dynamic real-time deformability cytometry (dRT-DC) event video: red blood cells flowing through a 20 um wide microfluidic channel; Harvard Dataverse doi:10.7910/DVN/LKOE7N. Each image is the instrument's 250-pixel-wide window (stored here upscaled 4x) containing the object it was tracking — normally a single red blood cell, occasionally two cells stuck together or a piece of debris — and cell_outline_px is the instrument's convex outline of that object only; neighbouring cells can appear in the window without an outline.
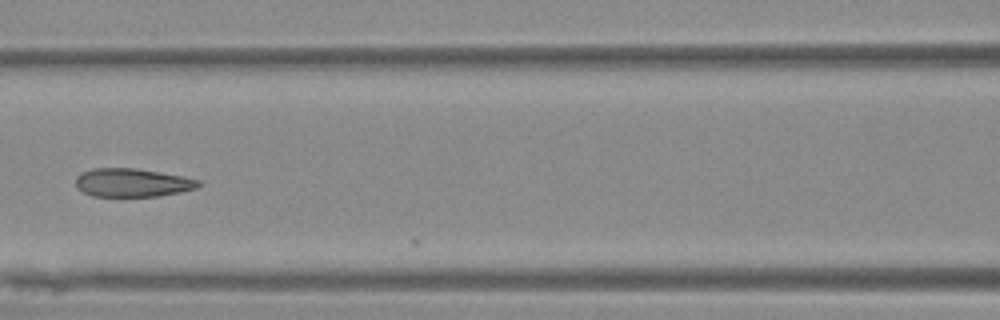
{"species": "Egyptian fruit bat (a non-hibernating species)", "species_latin": "Rousettus aegyptiacus", "temperature_condition": "warm", "stored_images_in_passage": 12, "camera_frame_rate_fps": 3000, "um_per_image_px": 0.085, "animal": {"sex": "female"}, "frame": {"image": 1, "passage_image": 6, "time_ms": 6.333, "image_size_px": [1000, 320], "cell_outline_px": [[200, 184], [196, 188], [180, 192], [156, 196], [92, 196], [76, 188], [76, 176], [92, 168], [136, 168], [180, 176], [200, 180]], "centroid_in_image_um": [11.21, 15.52], "position_along_channel_um": 155.4, "area_um2": 20.11}}
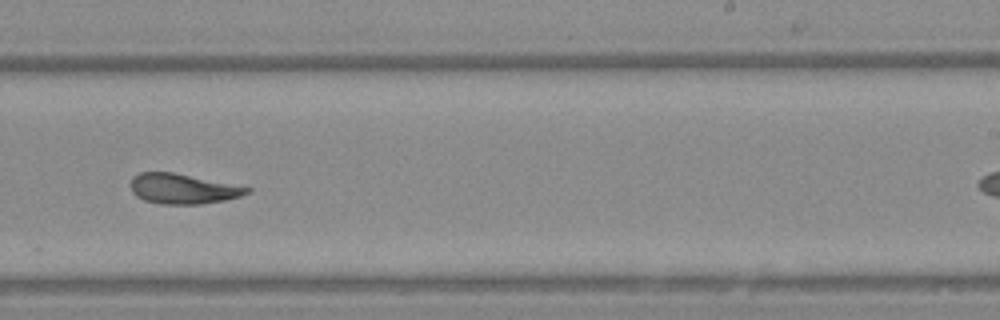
{"frame": {"image": 2, "passage_image": 9, "time_ms": 12.0, "image_size_px": [1000, 320], "cell_outline_px": [[252, 188], [248, 192], [240, 196], [224, 200], [200, 204], [160, 204], [144, 200], [136, 196], [132, 192], [132, 176], [140, 172], [172, 172]], "centroid_in_image_um": [15.5, 16.05], "position_along_channel_um": 273.5, "area_um2": 20.11}}
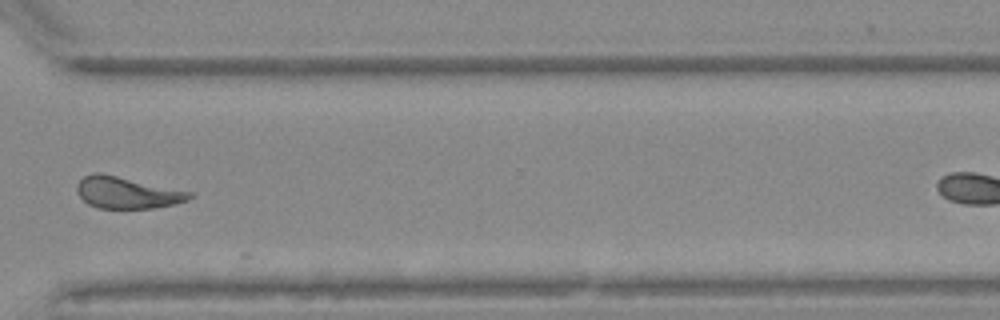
{"frame": {"image": 3, "passage_image": 11, "time_ms": 14.333, "image_size_px": [1000, 320], "cell_outline_px": [[192, 196], [188, 200], [176, 204], [156, 208], [100, 208], [88, 204], [80, 196], [76, 188], [76, 184], [84, 176], [92, 172], [100, 172], [192, 192]], "centroid_in_image_um": [10.79, 16.37], "position_along_channel_um": 359.8, "area_um2": 20.75}}